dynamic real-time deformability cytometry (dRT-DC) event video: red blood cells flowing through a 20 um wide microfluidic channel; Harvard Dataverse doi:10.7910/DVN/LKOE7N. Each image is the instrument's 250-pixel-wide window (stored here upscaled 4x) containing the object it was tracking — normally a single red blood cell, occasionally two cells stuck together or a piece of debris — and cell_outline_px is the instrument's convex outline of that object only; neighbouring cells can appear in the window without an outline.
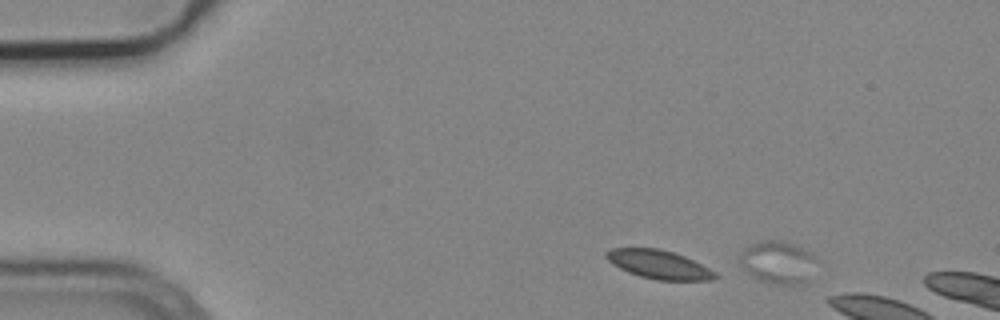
{"species": "common noctule bat (a hibernating species)", "species_latin": "Nyctalus noctula", "temperature_condition": "cold", "stored_images_in_passage": 7, "segment_of_instrument_passage": [1, 2], "camera_frame_rate_fps": 3000, "um_per_image_px": 0.085, "animal": {"sex": "male", "body_mass_g": 19.2, "forearm_length_mm": 51.8}, "frame": {"image": 1, "passage_image": 5, "time_ms": 1.333, "image_size_px": [1000, 320], "cell_outline_px": [[720, 276], [712, 280], [656, 280], [640, 276], [628, 272], [612, 264], [604, 256], [604, 252], [612, 248], [656, 248], [672, 252], [684, 256], [716, 272]], "centroid_in_image_um": [55.98, 22.48], "position_along_channel_um": 29.0, "area_um2": 18.09}}